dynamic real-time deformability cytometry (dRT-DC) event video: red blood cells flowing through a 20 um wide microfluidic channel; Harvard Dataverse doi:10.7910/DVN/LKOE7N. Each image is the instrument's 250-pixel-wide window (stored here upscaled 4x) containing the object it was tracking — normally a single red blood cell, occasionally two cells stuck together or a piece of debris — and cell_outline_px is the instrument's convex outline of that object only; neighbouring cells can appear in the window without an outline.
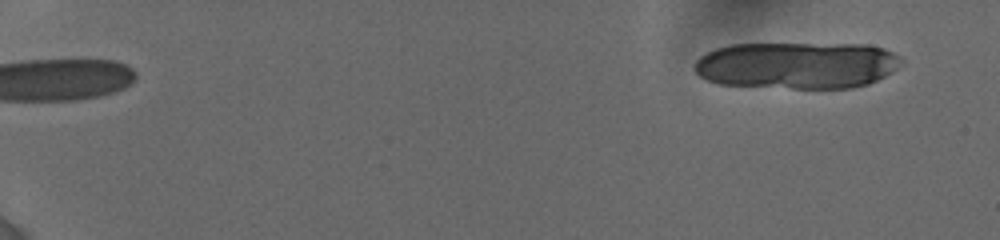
{"species": "human", "species_latin": "Homo sapiens", "temperature_condition": "cold", "stored_images_in_passage": 15, "camera_frame_rate_fps": 3000, "um_per_image_px": 0.085, "donor": {"sex": "female"}, "frame": {"image": 1, "passage_image": 1, "time_ms": 0.0, "image_size_px": [1000, 240], "cell_outline_px": [[904, 60], [892, 72], [868, 84], [852, 88], [792, 88], [720, 84], [708, 80], [700, 76], [696, 72], [696, 60], [700, 56], [716, 48], [732, 44], [868, 44], [884, 48], [900, 56]], "centroid_in_image_um": [67.78, 5.54], "position_along_channel_um": 17.2, "area_um2": 56.59}}
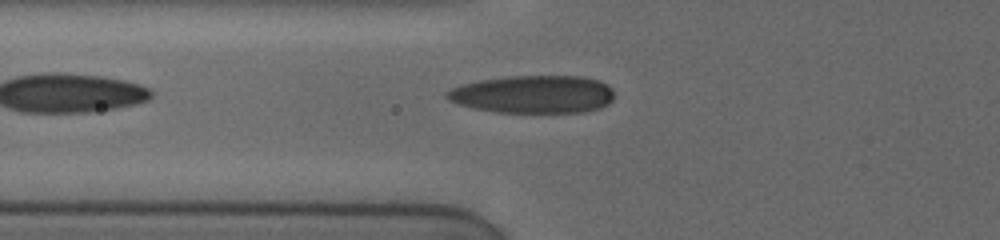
{"frame": {"image": 2, "passage_image": 15, "time_ms": 6.667, "image_size_px": [1000, 240], "cell_outline_px": [[612, 100], [608, 104], [600, 108], [584, 112], [492, 112], [472, 108], [448, 100], [444, 96], [444, 92], [452, 88], [464, 84], [480, 80], [508, 76], [580, 76], [600, 80], [608, 84], [612, 88]], "centroid_in_image_um": [45.32, 8.01], "position_along_channel_um": 80.5, "area_um2": 37.05}}